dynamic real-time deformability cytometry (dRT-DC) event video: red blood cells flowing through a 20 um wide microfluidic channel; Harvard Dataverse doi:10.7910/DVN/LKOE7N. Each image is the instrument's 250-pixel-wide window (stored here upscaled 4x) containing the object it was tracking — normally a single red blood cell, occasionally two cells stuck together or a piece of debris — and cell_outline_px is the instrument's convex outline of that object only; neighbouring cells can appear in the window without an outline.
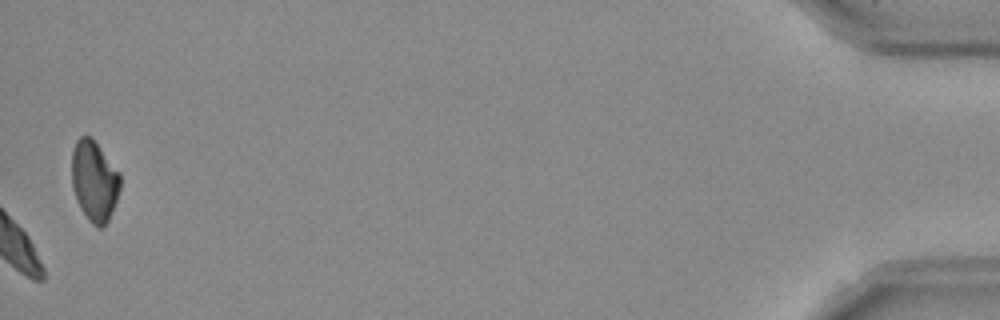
{"species": "Egyptian fruit bat (a non-hibernating species)", "species_latin": "Rousettus aegyptiacus", "temperature_condition": "room temperature", "stored_images_in_passage": 46, "camera_frame_rate_fps": 3000, "um_per_image_px": 0.085, "frame": {"image": 1, "passage_image": 46, "time_ms": 15.0, "image_size_px": [1000, 320], "cell_outline_px": [[120, 188], [116, 200], [108, 220], [100, 228], [92, 224], [88, 220], [80, 208], [72, 188], [72, 152], [76, 140], [80, 136], [92, 136], [120, 172]], "centroid_in_image_um": [8.01, 15.34], "position_along_channel_um": 427.2, "area_um2": 22.83}, "authors_computed_cell_mechanics": {"area_um2": 21.675, "velocity_mm_per_s": 3.8755, "shape_relaxation_time_tau1_ms": 2.7667, "shape_relaxation_time_tau2_ms": null, "deformation_change_tau1": 0.0997, "deformation_change_tau2": null}}